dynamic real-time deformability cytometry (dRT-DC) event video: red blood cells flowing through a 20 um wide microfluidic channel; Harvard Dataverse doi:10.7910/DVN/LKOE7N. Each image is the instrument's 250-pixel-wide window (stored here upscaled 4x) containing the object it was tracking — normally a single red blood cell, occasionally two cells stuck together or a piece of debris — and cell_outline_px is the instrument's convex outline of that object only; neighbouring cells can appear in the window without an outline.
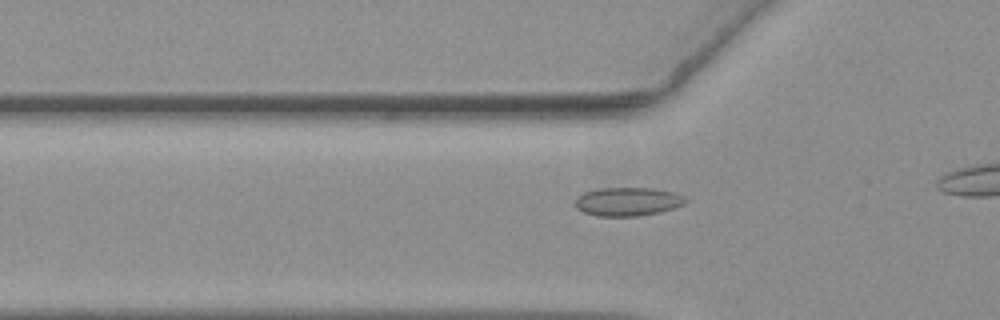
{"species": "common noctule bat (a hibernating species)", "species_latin": "Nyctalus noctula", "temperature_condition": "warm", "stored_images_in_passage": 29, "camera_frame_rate_fps": 3000, "um_per_image_px": 0.085, "animal": {"sex": "female", "body_mass_g": 19.3, "forearm_length_mm": 54.1}, "frame": {"image": 1, "passage_image": 9, "time_ms": 2.667, "image_size_px": [1000, 320], "cell_outline_px": [[688, 200], [684, 204], [660, 212], [636, 216], [596, 216], [584, 212], [576, 208], [576, 196], [584, 192], [600, 188], [652, 188], [672, 192], [684, 196]], "centroid_in_image_um": [53.34, 17.13], "position_along_channel_um": 72.5, "area_um2": 18.32}}
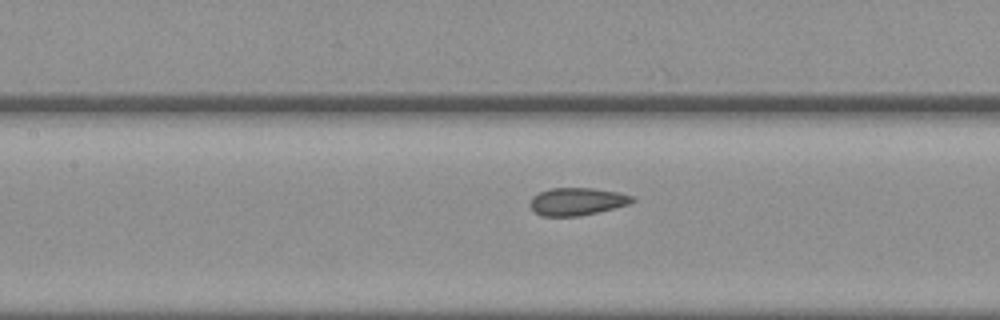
{"frame": {"image": 2, "passage_image": 16, "time_ms": 5.0, "image_size_px": [1000, 320], "cell_outline_px": [[636, 200], [628, 204], [580, 216], [540, 216], [528, 204], [532, 196], [540, 192], [552, 188], [592, 188], [620, 192], [632, 196]], "centroid_in_image_um": [49.02, 17.12], "position_along_channel_um": 158.4, "area_um2": 16.36}}
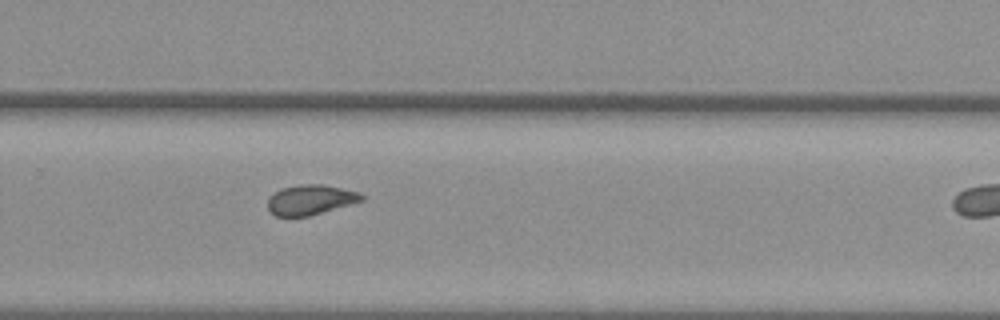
{"frame": {"image": 3, "passage_image": 28, "time_ms": 9.0, "image_size_px": [1000, 320], "cell_outline_px": [[364, 200], [308, 216], [276, 216], [268, 208], [268, 200], [280, 188], [300, 184], [324, 184], [360, 192], [364, 196]], "centroid_in_image_um": [26.41, 16.96], "position_along_channel_um": 303.4, "area_um2": 16.24}}